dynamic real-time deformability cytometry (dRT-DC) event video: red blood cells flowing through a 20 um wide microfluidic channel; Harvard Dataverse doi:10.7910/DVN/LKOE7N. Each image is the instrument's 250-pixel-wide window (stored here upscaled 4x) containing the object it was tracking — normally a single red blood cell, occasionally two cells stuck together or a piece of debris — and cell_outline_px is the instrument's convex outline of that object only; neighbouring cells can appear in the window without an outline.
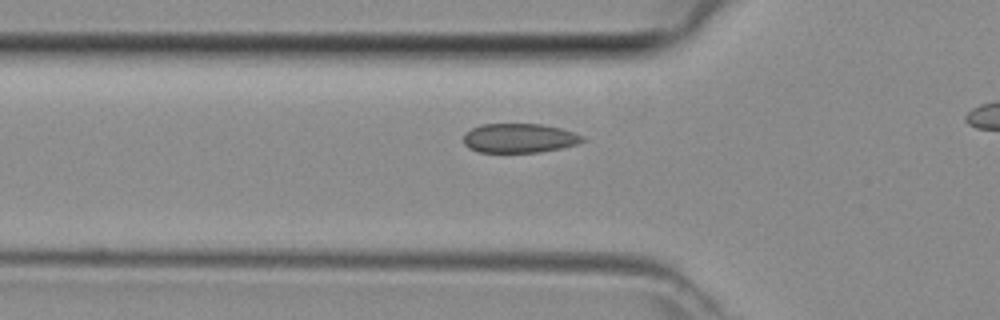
{"species": "common noctule bat (a hibernating species)", "species_latin": "Nyctalus noctula", "temperature_condition": "room temperature", "stored_images_in_passage": 32, "camera_frame_rate_fps": 3000, "um_per_image_px": 0.085, "animal": {"sex": "female", "body_mass_g": 29.2, "forearm_length_mm": 56.3}, "frame": {"image": 1, "passage_image": 10, "time_ms": 3.0, "image_size_px": [1000, 320], "cell_outline_px": [[584, 140], [576, 144], [560, 148], [540, 152], [480, 152], [468, 148], [464, 144], [464, 132], [480, 124], [540, 124], [560, 128], [584, 136]], "centroid_in_image_um": [44.1, 11.74], "position_along_channel_um": 81.7, "area_um2": 20.23}}
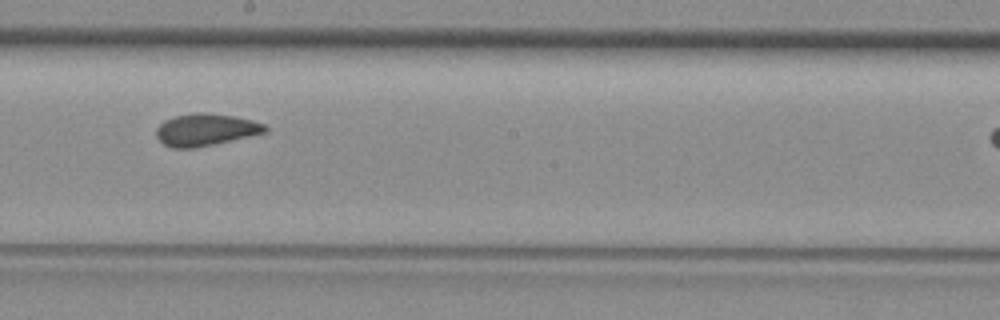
{"frame": {"image": 2, "passage_image": 20, "time_ms": 6.333, "image_size_px": [1000, 320], "cell_outline_px": [[268, 132], [212, 144], [192, 148], [172, 148], [164, 144], [156, 136], [156, 128], [164, 120], [176, 116], [196, 112], [208, 112], [232, 116], [252, 120], [264, 124], [268, 128]], "centroid_in_image_um": [17.47, 11.02], "position_along_channel_um": 230.7, "area_um2": 20.23}}
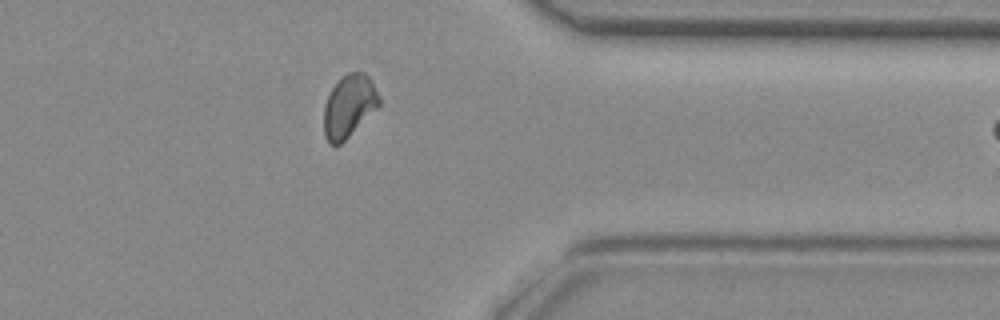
{"frame": {"image": 3, "passage_image": 31, "time_ms": 10.0, "image_size_px": [1000, 320], "cell_outline_px": [[380, 104], [340, 144], [328, 144], [324, 136], [324, 104], [332, 88], [348, 72], [364, 72], [368, 76], [380, 96]], "centroid_in_image_um": [29.65, 9.02], "position_along_channel_um": 381.8, "area_um2": 19.65}}